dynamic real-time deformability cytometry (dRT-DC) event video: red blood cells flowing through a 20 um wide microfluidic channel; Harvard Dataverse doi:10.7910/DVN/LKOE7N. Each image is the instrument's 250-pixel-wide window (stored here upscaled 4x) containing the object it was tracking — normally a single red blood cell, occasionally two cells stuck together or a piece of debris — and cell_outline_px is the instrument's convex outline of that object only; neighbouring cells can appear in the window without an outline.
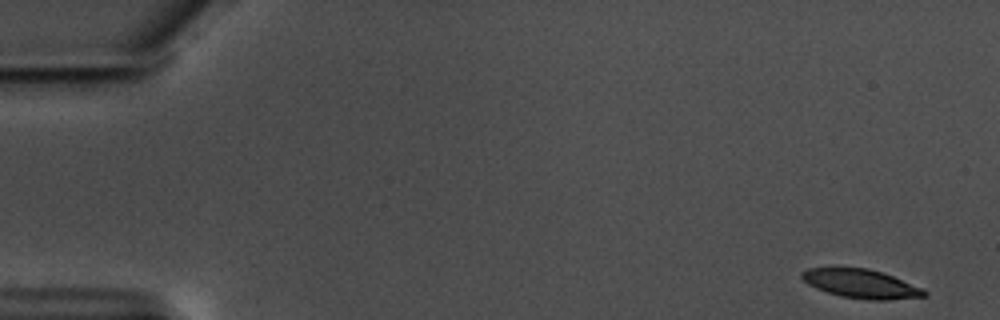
{"species": "common noctule bat (a hibernating species)", "species_latin": "Nyctalus noctula", "temperature_condition": "warm", "stored_images_in_passage": 57, "camera_frame_rate_fps": 3000, "um_per_image_px": 0.085, "animal": {"sex": "male", "body_mass_g": 17.5, "forearm_length_mm": 52.3}, "frame": {"image": 1, "passage_image": 1, "time_ms": 0.0, "image_size_px": [1000, 320], "cell_outline_px": [[928, 296], [888, 300], [868, 300], [840, 296], [816, 288], [808, 284], [800, 276], [800, 272], [808, 268], [868, 268], [892, 276], [920, 288], [928, 292]], "centroid_in_image_um": [73.16, 24.13], "position_along_channel_um": 11.8, "area_um2": 20.35}}
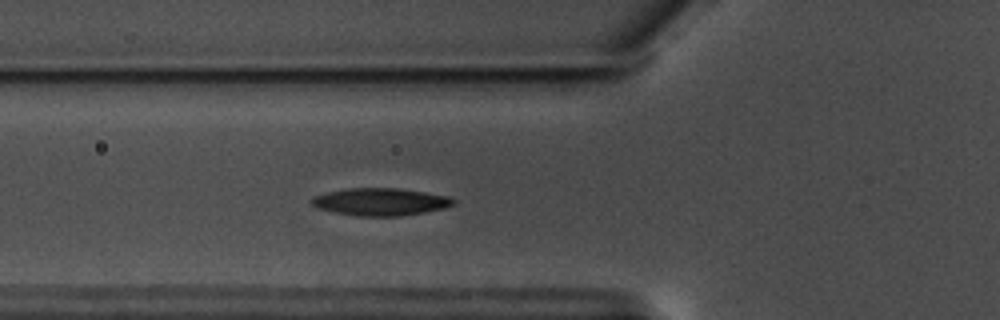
{"frame": {"image": 2, "passage_image": 20, "time_ms": 6.333, "image_size_px": [1000, 320], "cell_outline_px": [[456, 204], [444, 208], [424, 212], [400, 216], [356, 216], [316, 208], [308, 200], [312, 196], [328, 192], [348, 188], [396, 188], [424, 192], [448, 196], [456, 200]], "centroid_in_image_um": [32.32, 17.15], "position_along_channel_um": 93.5, "area_um2": 22.72}}
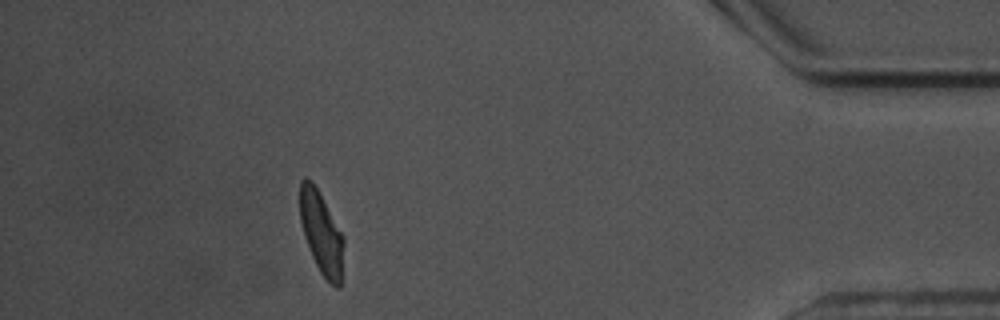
{"frame": {"image": 3, "passage_image": 51, "time_ms": 16.667, "image_size_px": [1000, 320], "cell_outline_px": [[344, 244], [340, 288], [336, 288], [320, 272], [312, 256], [304, 236], [300, 220], [300, 180], [304, 176], [312, 180], [344, 236]], "centroid_in_image_um": [27.31, 19.77], "position_along_channel_um": 407.9, "area_um2": 20.92}, "authors_computed_cell_mechanics": {"area_um2": 21.7906, "velocity_mm_per_s": 3.519, "shape_relaxation_time_tau1_ms": 2.8395, "shape_relaxation_time_tau2_ms": 2.9727, "deformation_change_tau1": 0.1327, "deformation_change_tau2": 0.0893}}